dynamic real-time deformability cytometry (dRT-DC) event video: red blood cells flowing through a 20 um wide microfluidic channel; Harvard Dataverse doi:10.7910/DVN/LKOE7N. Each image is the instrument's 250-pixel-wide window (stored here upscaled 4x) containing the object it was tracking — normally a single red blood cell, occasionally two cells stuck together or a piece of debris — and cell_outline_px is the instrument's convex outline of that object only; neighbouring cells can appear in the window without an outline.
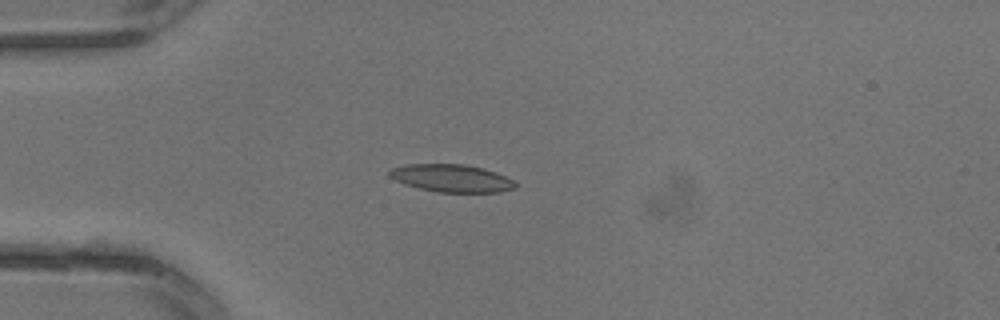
{"species": "common noctule bat (a hibernating species)", "species_latin": "Nyctalus noctula", "temperature_condition": "warm", "stored_images_in_passage": 2, "camera_frame_rate_fps": 3000, "um_per_image_px": 0.085, "animal": {"sex": "male", "body_mass_g": 13.3}, "frame": {"image": 1, "passage_image": 2, "time_ms": 0.333, "image_size_px": [1000, 320], "cell_outline_px": [[516, 188], [500, 192], [436, 192], [404, 184], [388, 176], [388, 172], [392, 168], [404, 164], [464, 164], [484, 168], [496, 172], [512, 180], [516, 184]], "centroid_in_image_um": [38.37, 15.14], "position_along_channel_um": 46.6, "area_um2": 20.29}}